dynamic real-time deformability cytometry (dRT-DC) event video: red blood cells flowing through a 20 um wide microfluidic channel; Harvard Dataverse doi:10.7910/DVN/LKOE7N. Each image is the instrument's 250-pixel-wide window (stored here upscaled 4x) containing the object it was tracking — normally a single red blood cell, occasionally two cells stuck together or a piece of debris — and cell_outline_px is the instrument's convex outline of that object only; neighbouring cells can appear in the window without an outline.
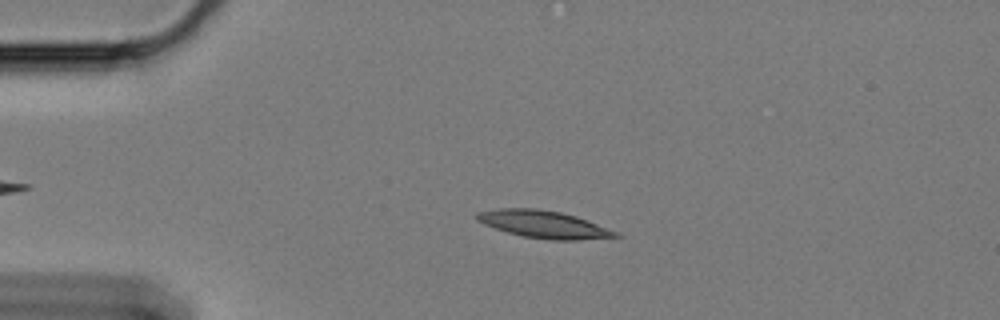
{"species": "Egyptian fruit bat (a non-hibernating species)", "species_latin": "Rousettus aegyptiacus", "temperature_condition": "cold", "stored_images_in_passage": 41, "camera_frame_rate_fps": 3000, "um_per_image_px": 0.085, "animal": {"sex": "female"}, "frame": {"image": 1, "passage_image": 1, "time_ms": 0.0, "image_size_px": [1000, 320], "cell_outline_px": [[624, 236], [580, 240], [552, 240], [524, 236], [508, 232], [484, 224], [476, 220], [476, 212], [496, 208], [536, 208], [560, 212], [576, 216], [620, 232]], "centroid_in_image_um": [46.25, 19.06], "position_along_channel_um": 38.7, "area_um2": 22.2}}
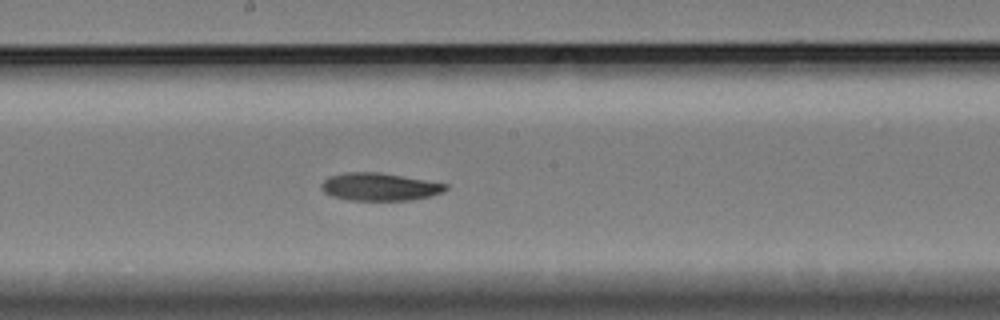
{"frame": {"image": 2, "passage_image": 20, "time_ms": 6.333, "image_size_px": [1000, 320], "cell_outline_px": [[448, 188], [440, 192], [428, 196], [412, 200], [348, 200], [332, 196], [324, 192], [320, 188], [320, 184], [328, 176], [344, 172], [380, 172], [448, 184]], "centroid_in_image_um": [32.2, 15.87], "position_along_channel_um": 216.0, "area_um2": 20.06}}
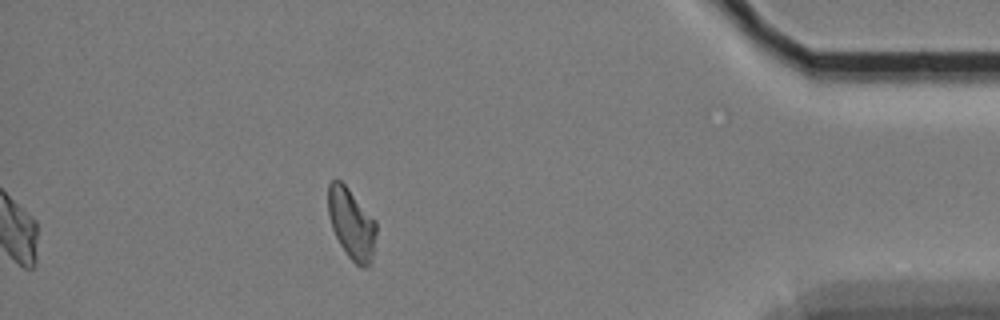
{"frame": {"image": 3, "passage_image": 41, "time_ms": 13.333, "image_size_px": [1000, 320], "cell_outline_px": [[376, 232], [372, 264], [368, 268], [360, 268], [348, 256], [340, 244], [332, 228], [328, 212], [328, 184], [332, 180], [340, 180], [348, 188], [376, 220]], "centroid_in_image_um": [29.9, 19.05], "position_along_channel_um": 405.3, "area_um2": 19.94}, "authors_computed_cell_mechanics": {"area_um2": 20.3456, "velocity_mm_per_s": 3.3207, "shape_relaxation_time_tau1_ms": 9.3434, "shape_relaxation_time_tau2_ms": null, "deformation_change_tau1": 0.1516, "deformation_change_tau2": null}}